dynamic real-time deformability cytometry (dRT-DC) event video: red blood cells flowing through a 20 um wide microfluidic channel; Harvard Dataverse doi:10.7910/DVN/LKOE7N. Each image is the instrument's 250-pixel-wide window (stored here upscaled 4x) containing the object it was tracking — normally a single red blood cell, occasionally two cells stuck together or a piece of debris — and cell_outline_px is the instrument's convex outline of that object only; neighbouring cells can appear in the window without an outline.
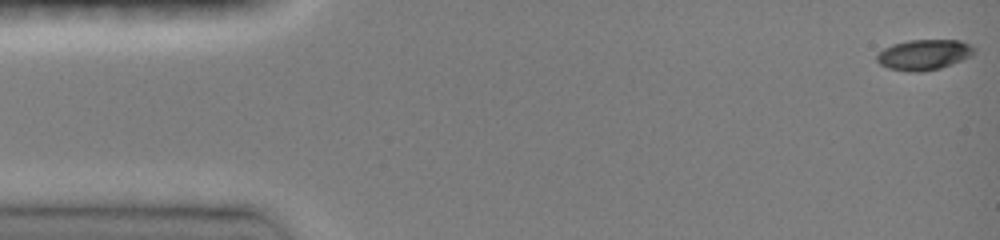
{"species": "common noctule bat (a hibernating species)", "species_latin": "Nyctalus noctula", "temperature_condition": "room temperature", "stored_images_in_passage": 22, "camera_frame_rate_fps": 3000, "um_per_image_px": 0.085, "animal": {"sex": "female", "body_mass_g": 19.0, "forearm_length_mm": 51.5}, "frame": {"image": 1, "passage_image": 1, "time_ms": 0.0, "image_size_px": [1000, 240], "cell_outline_px": [[976, 52], [972, 56], [940, 68], [920, 72], [912, 72], [888, 68], [880, 64], [876, 60], [876, 56], [884, 48], [892, 44], [908, 40], [960, 40], [976, 48]], "centroid_in_image_um": [78.55, 4.64], "position_along_channel_um": 6.5, "area_um2": 17.28}}
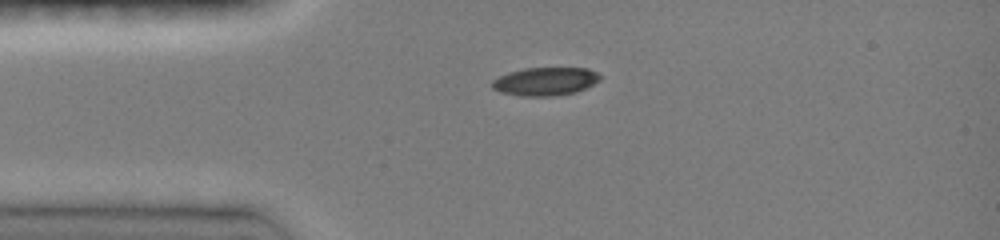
{"frame": {"image": 2, "passage_image": 8, "time_ms": 3.333, "image_size_px": [1000, 240], "cell_outline_px": [[600, 80], [576, 92], [552, 96], [520, 96], [500, 92], [492, 88], [492, 80], [508, 72], [524, 68], [588, 68], [596, 72], [600, 76]], "centroid_in_image_um": [46.32, 6.92], "position_along_channel_um": 38.7, "area_um2": 17.69}}
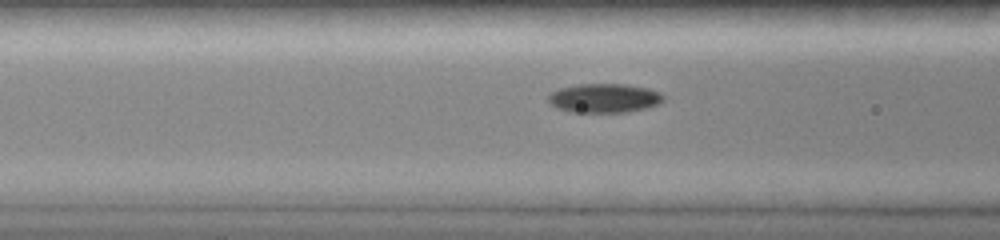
{"frame": {"image": 3, "passage_image": 15, "time_ms": 5.667, "image_size_px": [1000, 240], "cell_outline_px": [[664, 100], [660, 104], [648, 108], [628, 112], [572, 112], [556, 108], [548, 100], [548, 96], [552, 92], [560, 88], [576, 84], [624, 84], [648, 88], [660, 92], [664, 96]], "centroid_in_image_um": [51.4, 8.34], "position_along_channel_um": 115.2, "area_um2": 19.65}}